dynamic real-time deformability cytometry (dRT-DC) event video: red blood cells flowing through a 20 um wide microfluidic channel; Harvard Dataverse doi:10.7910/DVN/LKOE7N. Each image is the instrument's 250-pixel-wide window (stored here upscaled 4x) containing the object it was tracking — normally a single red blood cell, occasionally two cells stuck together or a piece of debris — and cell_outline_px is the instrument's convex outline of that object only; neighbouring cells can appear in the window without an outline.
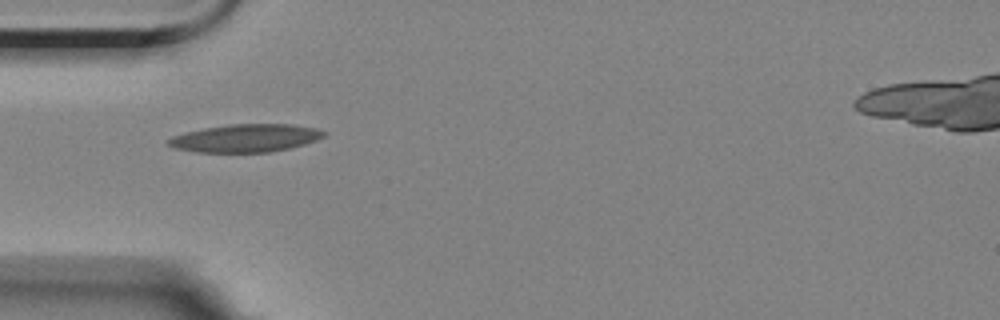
{"species": "Egyptian fruit bat (a non-hibernating species)", "species_latin": "Rousettus aegyptiacus", "temperature_condition": "room temperature", "stored_images_in_passage": 2, "camera_frame_rate_fps": 3000, "um_per_image_px": 0.085, "animal": {"sex": "female"}, "frame": {"image": 1, "passage_image": 1, "time_ms": 0.0, "image_size_px": [1000, 320], "cell_outline_px": [[328, 132], [324, 136], [316, 140], [304, 144], [288, 148], [268, 152], [196, 152], [176, 148], [168, 144], [168, 140], [172, 136], [184, 132], [204, 128], [228, 124], [292, 124], [316, 128]], "centroid_in_image_um": [20.88, 11.73], "position_along_channel_um": 64.1, "area_um2": 25.2}}
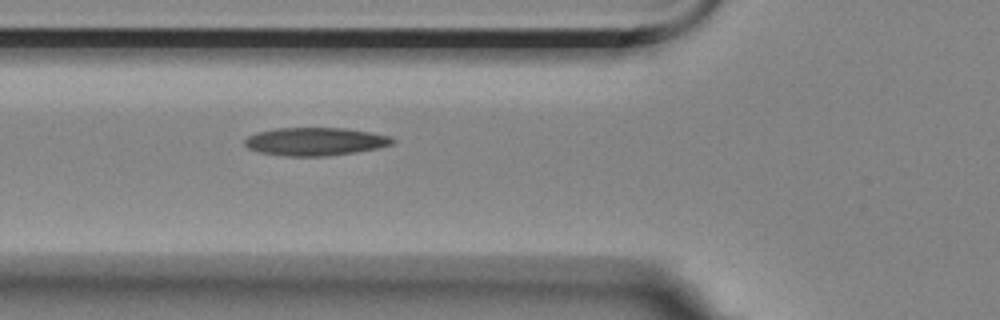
{"frame": {"image": 2, "passage_image": 2, "time_ms": 1.0, "image_size_px": [1000, 320], "cell_outline_px": [[396, 140], [392, 144], [380, 148], [356, 152], [328, 156], [284, 156], [260, 152], [248, 148], [244, 144], [244, 140], [248, 136], [256, 132], [276, 128], [344, 128], [392, 136]], "centroid_in_image_um": [26.8, 12.03], "position_along_channel_um": 99.0, "area_um2": 24.28}}